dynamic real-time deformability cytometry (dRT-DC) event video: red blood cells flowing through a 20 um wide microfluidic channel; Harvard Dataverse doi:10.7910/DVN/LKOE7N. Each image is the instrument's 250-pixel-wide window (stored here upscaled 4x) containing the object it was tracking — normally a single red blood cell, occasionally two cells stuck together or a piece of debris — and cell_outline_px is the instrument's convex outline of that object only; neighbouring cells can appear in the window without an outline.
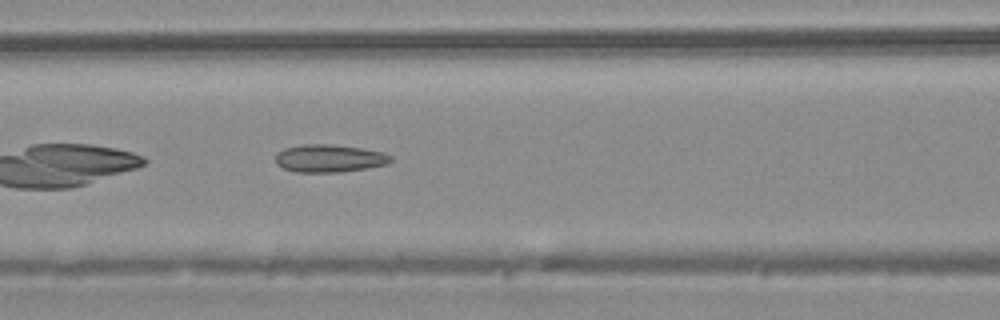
{"species": "common noctule bat (a hibernating species)", "species_latin": "Nyctalus noctula", "temperature_condition": "warm", "stored_images_in_passage": 33, "camera_frame_rate_fps": 3000, "um_per_image_px": 0.085, "animal": {"sex": "male", "body_mass_g": 20.4}, "frame": {"image": 1, "passage_image": 6, "time_ms": 1.667, "image_size_px": [1000, 320], "cell_outline_px": [[392, 160], [388, 164], [340, 172], [296, 172], [284, 168], [276, 164], [276, 152], [284, 148], [304, 144], [324, 144], [360, 148], [384, 152], [392, 156]], "centroid_in_image_um": [27.98, 13.46], "position_along_channel_um": 138.6, "area_um2": 18.5}}